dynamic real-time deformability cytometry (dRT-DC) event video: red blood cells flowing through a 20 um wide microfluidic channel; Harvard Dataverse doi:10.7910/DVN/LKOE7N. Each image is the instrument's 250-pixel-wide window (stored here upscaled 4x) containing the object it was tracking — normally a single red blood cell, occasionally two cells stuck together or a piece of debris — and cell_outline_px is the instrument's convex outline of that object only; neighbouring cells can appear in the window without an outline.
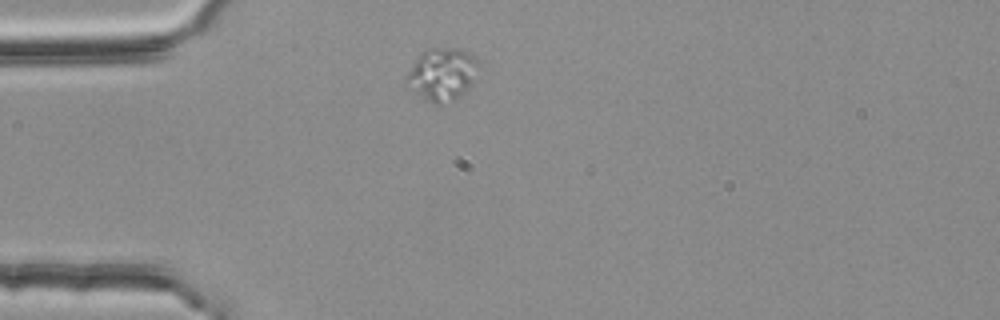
{"species": "common noctule bat (a hibernating species)", "species_latin": "Nyctalus noctula", "temperature_condition": "room temperature", "stored_images_in_passage": 1, "camera_frame_rate_fps": 3000, "um_per_image_px": 0.085, "animal": {"sex": "female", "body_mass_g": 25.1}, "frame": {"image": 1, "passage_image": 1, "time_ms": 0.0, "image_size_px": [1000, 320], "cell_outline_px": [[480, 76], [456, 100], [440, 104], [436, 104], [404, 84], [404, 76], [420, 52], [428, 48], [464, 48], [476, 56], [480, 64]], "centroid_in_image_um": [37.64, 6.26], "position_along_channel_um": 47.4, "area_um2": 22.77}}